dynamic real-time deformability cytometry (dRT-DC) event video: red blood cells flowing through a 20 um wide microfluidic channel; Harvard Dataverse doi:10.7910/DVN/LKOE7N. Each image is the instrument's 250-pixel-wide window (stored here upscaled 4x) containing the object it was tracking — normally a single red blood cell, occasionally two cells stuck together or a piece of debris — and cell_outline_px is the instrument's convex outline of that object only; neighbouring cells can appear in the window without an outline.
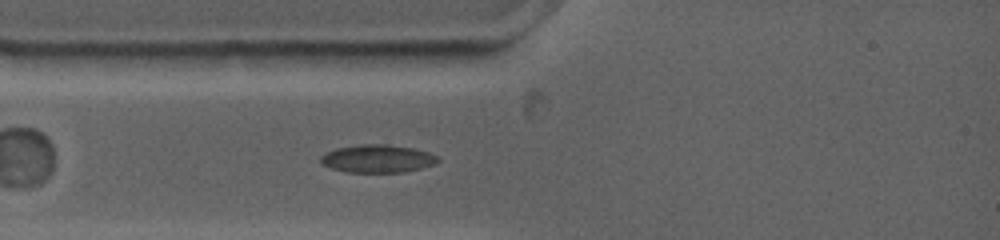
{"species": "common noctule bat (a hibernating species)", "species_latin": "Nyctalus noctula", "temperature_condition": "warm", "stored_images_in_passage": 59, "camera_frame_rate_fps": 4500, "um_per_image_px": 0.085, "animal": {"sex": "female", "body_mass_g": 19.0, "forearm_length_mm": 53.3}, "frame": {"image": 1, "passage_image": 8, "time_ms": 2.222, "image_size_px": [1000, 240], "cell_outline_px": [[440, 160], [436, 164], [404, 172], [348, 172], [332, 168], [320, 164], [320, 156], [336, 148], [360, 144], [384, 144], [412, 148], [428, 152], [440, 156]], "centroid_in_image_um": [32.11, 13.48], "position_along_channel_um": 52.9, "area_um2": 19.07}}
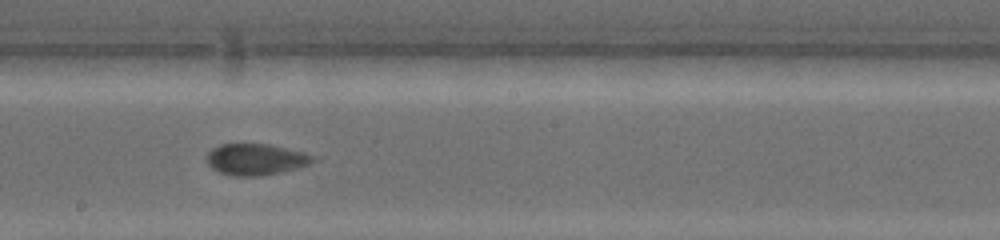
{"frame": {"image": 2, "passage_image": 25, "time_ms": 6.889, "image_size_px": [1000, 240], "cell_outline_px": [[316, 160], [308, 164], [296, 168], [280, 172], [256, 176], [232, 176], [220, 172], [212, 168], [208, 164], [208, 152], [212, 148], [220, 144], [268, 144], [304, 152], [316, 156]], "centroid_in_image_um": [21.75, 13.54], "position_along_channel_um": 226.5, "area_um2": 19.25}}
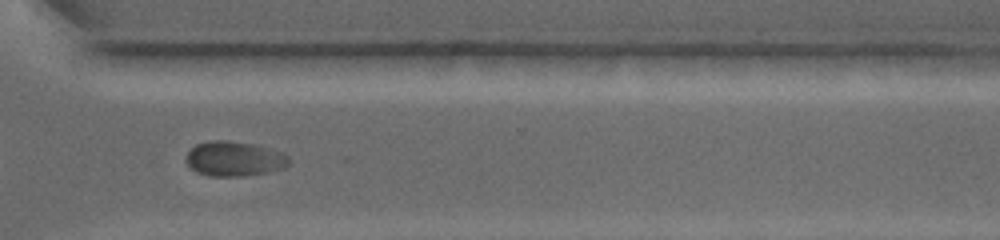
{"frame": {"image": 3, "passage_image": 37, "time_ms": 10.222, "image_size_px": [1000, 240], "cell_outline_px": [[288, 164], [284, 168], [268, 172], [244, 176], [208, 176], [196, 172], [184, 160], [188, 152], [196, 144], [208, 140], [228, 140], [256, 144], [284, 152], [288, 156]], "centroid_in_image_um": [19.91, 13.48], "position_along_channel_um": 350.7, "area_um2": 21.15}}